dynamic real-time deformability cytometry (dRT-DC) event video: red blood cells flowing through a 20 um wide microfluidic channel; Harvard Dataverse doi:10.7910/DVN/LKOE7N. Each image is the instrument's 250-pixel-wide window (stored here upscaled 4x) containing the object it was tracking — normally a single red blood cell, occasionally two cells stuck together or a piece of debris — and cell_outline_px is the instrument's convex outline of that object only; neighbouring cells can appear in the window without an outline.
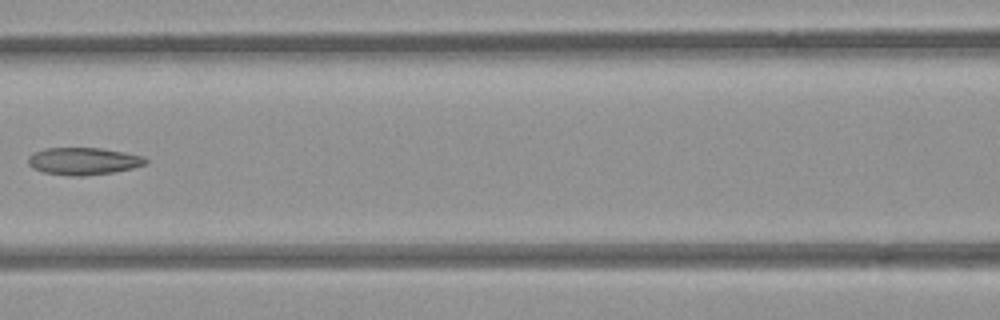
{"species": "common noctule bat (a hibernating species)", "species_latin": "Nyctalus noctula", "temperature_condition": "room temperature", "stored_images_in_passage": 8, "camera_frame_rate_fps": 3000, "um_per_image_px": 0.085, "animal": {"sex": "female", "body_mass_g": 21.9}, "frame": {"image": 1, "passage_image": 7, "time_ms": 2.0, "image_size_px": [1000, 320], "cell_outline_px": [[148, 164], [132, 168], [112, 172], [80, 176], [72, 176], [44, 172], [32, 168], [28, 164], [28, 156], [32, 152], [44, 148], [100, 148], [124, 152], [144, 156], [148, 160]], "centroid_in_image_um": [7.08, 13.69], "position_along_channel_um": 159.5, "area_um2": 18.73}}
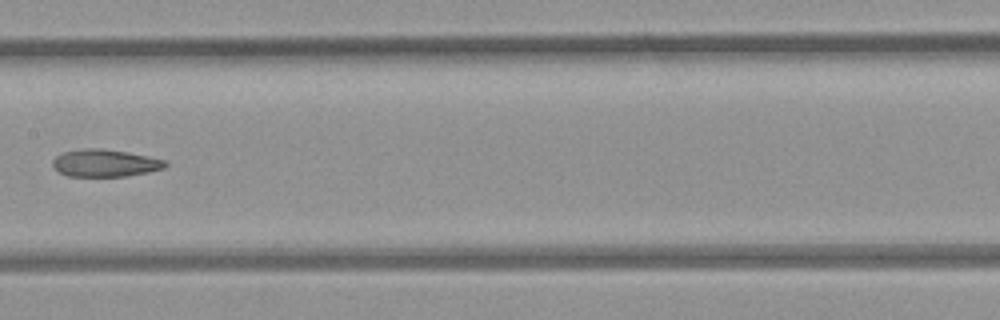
{"frame": {"image": 2, "passage_image": 8, "time_ms": 2.333, "image_size_px": [1000, 320], "cell_outline_px": [[168, 164], [164, 168], [148, 172], [128, 176], [68, 176], [60, 172], [52, 164], [52, 160], [56, 156], [64, 152], [84, 148], [100, 148], [128, 152], [168, 160]], "centroid_in_image_um": [8.97, 13.85], "position_along_channel_um": 198.4, "area_um2": 17.98}}